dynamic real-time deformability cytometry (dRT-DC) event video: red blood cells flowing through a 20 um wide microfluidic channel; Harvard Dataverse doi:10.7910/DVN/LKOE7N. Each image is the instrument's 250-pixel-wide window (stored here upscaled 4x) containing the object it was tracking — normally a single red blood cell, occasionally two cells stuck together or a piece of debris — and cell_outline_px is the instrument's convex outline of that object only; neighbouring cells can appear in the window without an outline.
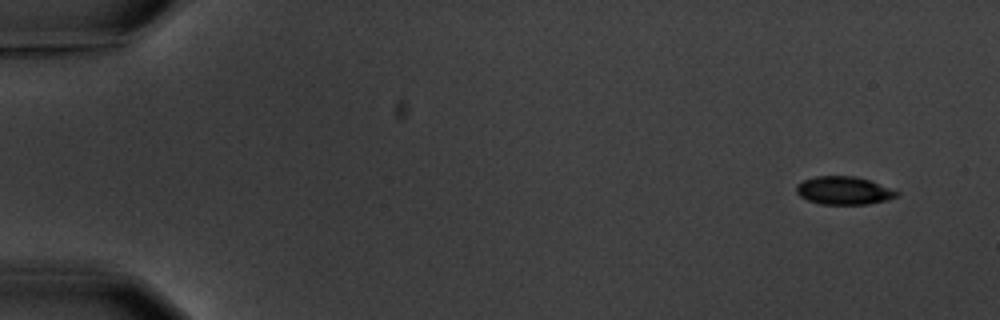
{"species": "common noctule bat (a hibernating species)", "species_latin": "Nyctalus noctula", "temperature_condition": "warm", "stored_images_in_passage": 5, "camera_frame_rate_fps": 3000, "um_per_image_px": 0.085, "animal": {"sex": "male", "body_mass_g": 20.1, "forearm_length_mm": 53.5}, "frame": {"image": 1, "passage_image": 1, "time_ms": 0.0, "image_size_px": [1000, 320], "cell_outline_px": [[900, 196], [888, 200], [868, 204], [820, 204], [808, 200], [800, 196], [796, 192], [796, 184], [804, 180], [816, 176], [856, 176], [868, 180], [900, 192]], "centroid_in_image_um": [71.73, 16.2], "position_along_channel_um": 13.3, "area_um2": 16.42}}